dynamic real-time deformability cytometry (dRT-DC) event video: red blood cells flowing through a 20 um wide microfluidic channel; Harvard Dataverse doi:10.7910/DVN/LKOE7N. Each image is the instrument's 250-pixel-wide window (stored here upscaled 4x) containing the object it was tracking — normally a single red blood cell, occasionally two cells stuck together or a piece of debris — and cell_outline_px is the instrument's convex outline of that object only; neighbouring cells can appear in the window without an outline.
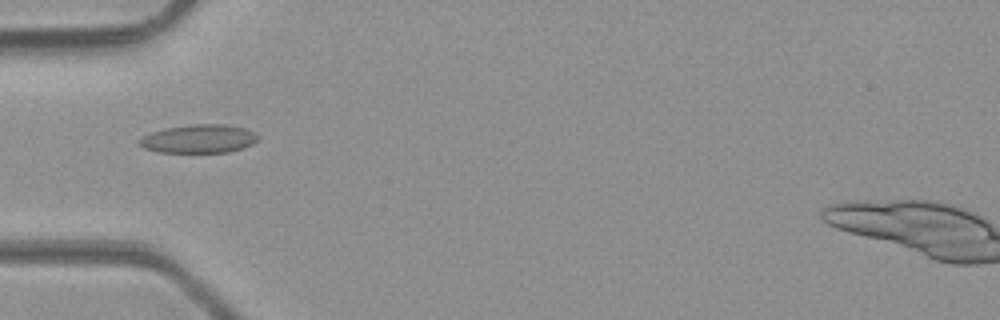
{"species": "common noctule bat (a hibernating species)", "species_latin": "Nyctalus noctula", "temperature_condition": "room temperature", "stored_images_in_passage": 37, "camera_frame_rate_fps": 3000, "um_per_image_px": 0.085, "animal": {"sex": "male", "body_mass_g": 23.1, "forearm_length_mm": 52.7}, "frame": {"image": 1, "passage_image": 5, "time_ms": 1.333, "image_size_px": [1000, 320], "cell_outline_px": [[260, 136], [252, 144], [244, 148], [228, 152], [156, 152], [144, 148], [136, 144], [136, 140], [140, 136], [164, 128], [192, 124], [224, 124], [244, 128]], "centroid_in_image_um": [16.83, 11.8], "position_along_channel_um": 68.2, "area_um2": 19.88}}
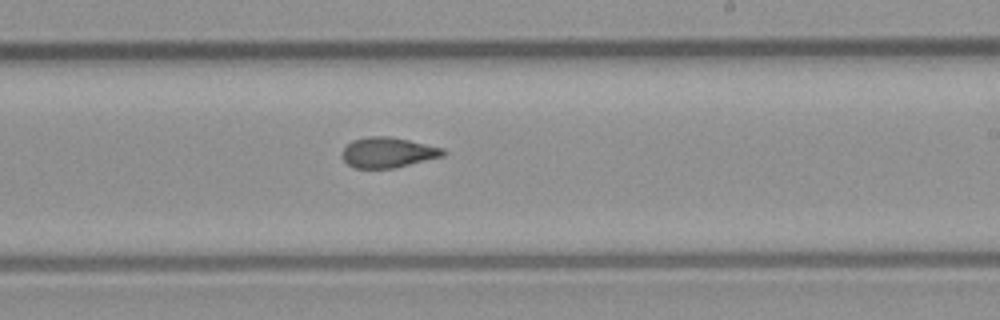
{"frame": {"image": 2, "passage_image": 18, "time_ms": 5.667, "image_size_px": [1000, 320], "cell_outline_px": [[448, 152], [444, 156], [396, 168], [352, 168], [344, 160], [344, 148], [352, 140], [368, 136], [388, 136], [408, 140], [444, 148]], "centroid_in_image_um": [33.02, 12.96], "position_along_channel_um": 256.0, "area_um2": 17.86}}
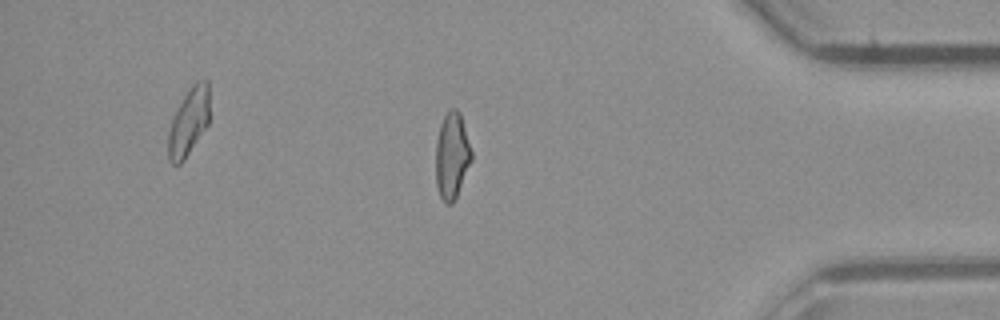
{"frame": {"image": 3, "passage_image": 30, "time_ms": 9.667, "image_size_px": [1000, 320], "cell_outline_px": [[472, 160], [456, 196], [452, 204], [444, 204], [440, 196], [436, 184], [436, 140], [440, 124], [444, 116], [452, 108], [456, 108], [460, 112], [472, 152]], "centroid_in_image_um": [38.4, 13.24], "position_along_channel_um": 396.8, "area_um2": 17.92}, "authors_computed_cell_mechanics": {"area_um2": 17.9758, "velocity_mm_per_s": 4.3208, "shape_relaxation_time_tau1_ms": 10.4484, "shape_relaxation_time_tau2_ms": 2.0603, "deformation_change_tau1": 0.2427, "deformation_change_tau2": 0.0902}}